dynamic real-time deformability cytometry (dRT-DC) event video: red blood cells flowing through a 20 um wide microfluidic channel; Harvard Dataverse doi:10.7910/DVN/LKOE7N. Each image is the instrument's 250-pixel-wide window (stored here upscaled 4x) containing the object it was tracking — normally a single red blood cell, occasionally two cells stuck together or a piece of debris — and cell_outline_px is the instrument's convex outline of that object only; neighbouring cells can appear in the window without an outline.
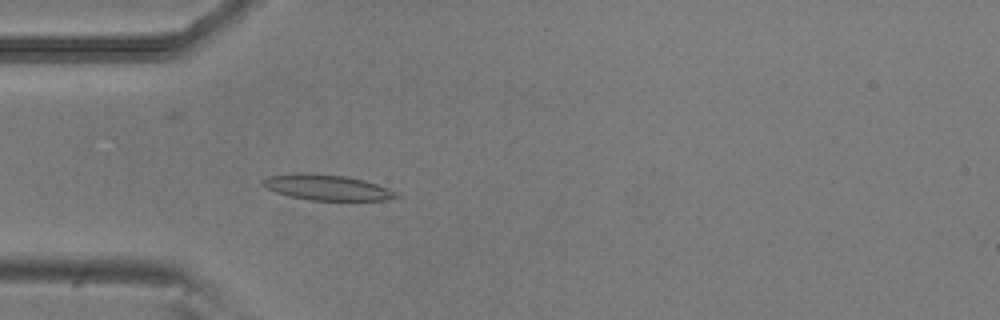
{"species": "common noctule bat (a hibernating species)", "species_latin": "Nyctalus noctula", "temperature_condition": "room temperature", "stored_images_in_passage": 50, "camera_frame_rate_fps": 3000, "um_per_image_px": 0.085, "animal": {"sex": "male", "body_mass_g": 20.5, "forearm_length_mm": 52.5}, "frame": {"image": 1, "passage_image": 15, "time_ms": 4.667, "image_size_px": [1000, 320], "cell_outline_px": [[404, 196], [384, 200], [312, 200], [292, 196], [276, 192], [260, 184], [268, 176], [344, 176], [364, 180], [388, 188]], "centroid_in_image_um": [27.94, 15.99], "position_along_channel_um": 57.1, "area_um2": 18.55}}
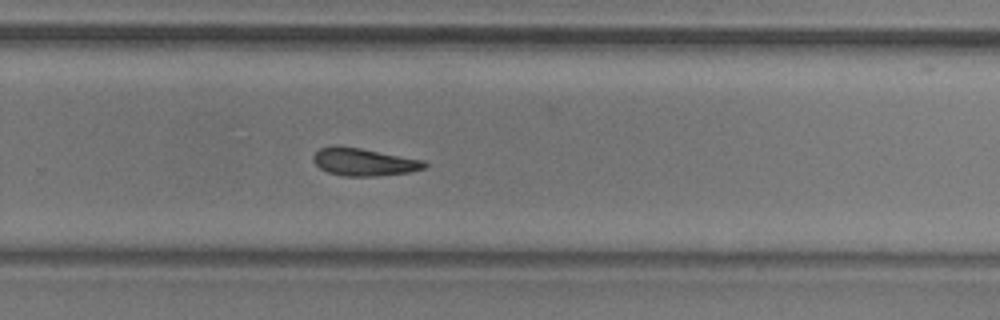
{"frame": {"image": 2, "passage_image": 34, "time_ms": 11.0, "image_size_px": [1000, 320], "cell_outline_px": [[428, 164], [424, 168], [408, 172], [376, 176], [344, 176], [328, 172], [320, 168], [312, 160], [312, 156], [320, 148], [336, 144], [340, 144], [424, 160]], "centroid_in_image_um": [30.89, 13.74], "position_along_channel_um": 298.9, "area_um2": 18.03}}
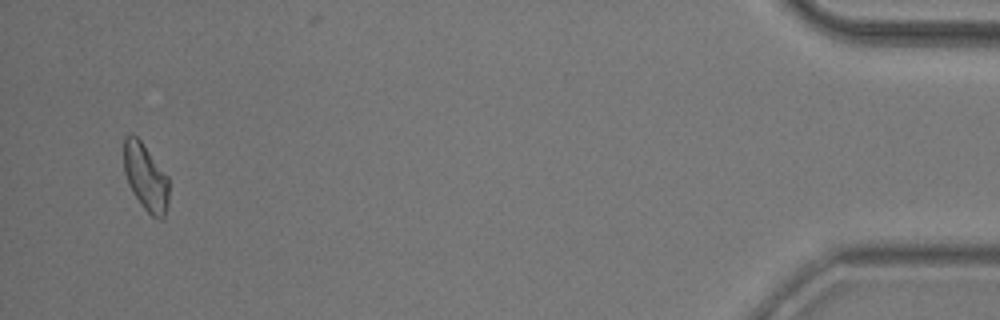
{"frame": {"image": 3, "passage_image": 50, "time_ms": 16.333, "image_size_px": [1000, 320], "cell_outline_px": [[168, 204], [164, 220], [160, 220], [152, 216], [140, 204], [132, 192], [128, 184], [124, 172], [124, 136], [132, 132], [140, 140], [168, 176]], "centroid_in_image_um": [12.38, 15.08], "position_along_channel_um": 422.8, "area_um2": 17.74}, "authors_computed_cell_mechanics": {"area_um2": 18.2937, "velocity_mm_per_s": 3.8726, "shape_relaxation_time_tau1_ms": 5.5602, "shape_relaxation_time_tau2_ms": null, "deformation_change_tau1": 0.1701, "deformation_change_tau2": null}}